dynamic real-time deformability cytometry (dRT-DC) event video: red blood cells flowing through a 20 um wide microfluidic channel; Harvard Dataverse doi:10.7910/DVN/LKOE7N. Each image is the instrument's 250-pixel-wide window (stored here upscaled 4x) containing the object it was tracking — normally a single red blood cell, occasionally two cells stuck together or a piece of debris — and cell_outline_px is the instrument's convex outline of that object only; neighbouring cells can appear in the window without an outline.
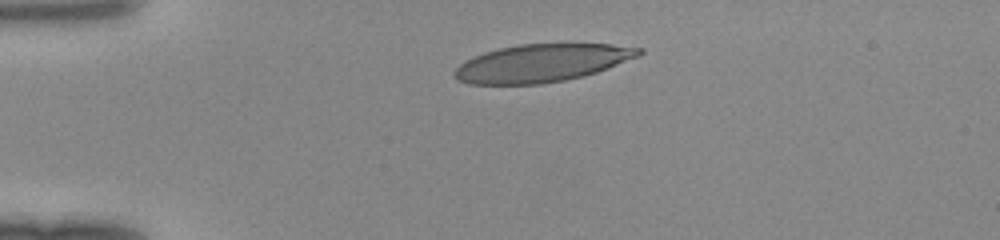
{"species": "human", "species_latin": "Homo sapiens", "temperature_condition": "room temperature", "stored_images_in_passage": 30, "camera_frame_rate_fps": 3000, "um_per_image_px": 0.085, "donor": {"sex": "female"}, "frame": {"image": 1, "passage_image": 1, "time_ms": 0.0, "image_size_px": [1000, 240], "cell_outline_px": [[644, 52], [640, 56], [596, 72], [584, 76], [564, 80], [540, 84], [468, 84], [456, 80], [452, 76], [452, 72], [460, 64], [484, 52], [500, 48], [520, 44], [612, 44], [644, 48]], "centroid_in_image_um": [46.06, 5.36], "position_along_channel_um": 38.9, "area_um2": 40.58}}
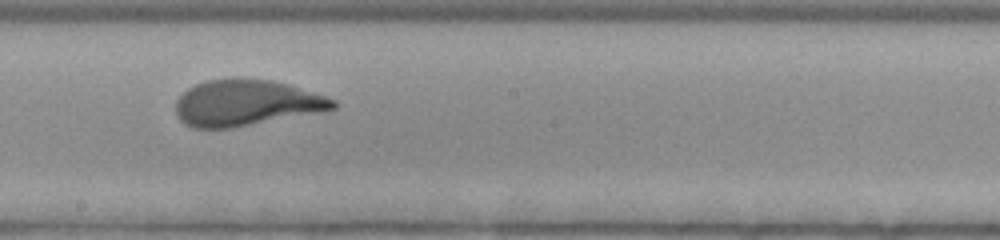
{"frame": {"image": 2, "passage_image": 17, "time_ms": 5.333, "image_size_px": [1000, 240], "cell_outline_px": [[340, 104], [336, 108], [324, 112], [232, 128], [192, 128], [184, 124], [176, 116], [176, 100], [188, 88], [196, 84], [208, 80], [240, 76], [272, 80], [288, 84], [336, 100]], "centroid_in_image_um": [20.94, 8.74], "position_along_channel_um": 227.3, "area_um2": 42.95}}
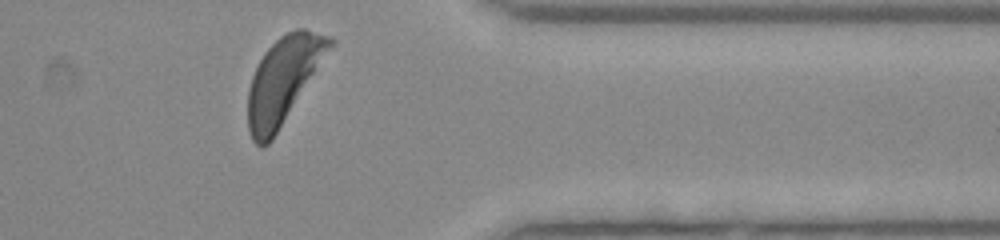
{"frame": {"image": 3, "passage_image": 29, "time_ms": 9.333, "image_size_px": [1000, 240], "cell_outline_px": [[336, 44], [272, 140], [264, 148], [260, 148], [252, 140], [248, 132], [248, 88], [252, 76], [264, 52], [280, 36], [296, 28], [304, 28], [332, 36], [336, 40]], "centroid_in_image_um": [24.12, 6.8], "position_along_channel_um": 387.3, "area_um2": 41.5}}